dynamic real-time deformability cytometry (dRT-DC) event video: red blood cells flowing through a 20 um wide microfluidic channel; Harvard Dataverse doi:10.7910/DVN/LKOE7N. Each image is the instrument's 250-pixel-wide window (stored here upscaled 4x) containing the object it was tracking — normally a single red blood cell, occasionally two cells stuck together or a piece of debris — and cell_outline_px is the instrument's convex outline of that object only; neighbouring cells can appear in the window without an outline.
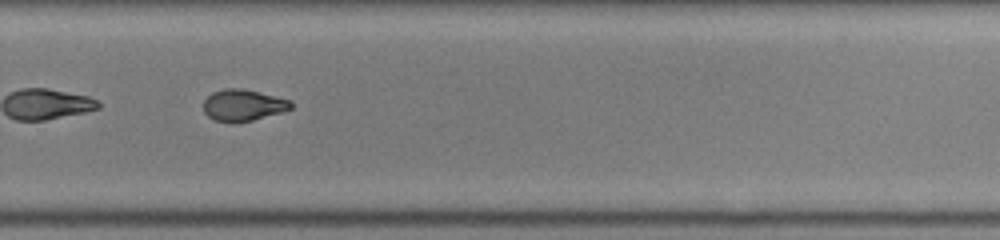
{"species": "common noctule bat (a hibernating species)", "species_latin": "Nyctalus noctula", "temperature_condition": "room temperature", "stored_images_in_passage": 33, "camera_frame_rate_fps": 3000, "um_per_image_px": 0.085, "animal": {"sex": "female", "body_mass_g": 22.0, "forearm_length_mm": 56.7}, "frame": {"image": 1, "passage_image": 19, "time_ms": 6.0, "image_size_px": [1000, 240], "cell_outline_px": [[292, 108], [280, 112], [252, 120], [232, 124], [228, 124], [212, 120], [204, 112], [204, 100], [212, 92], [224, 88], [240, 88], [260, 92], [292, 100]], "centroid_in_image_um": [20.63, 8.95], "position_along_channel_um": 309.2, "area_um2": 16.3}}